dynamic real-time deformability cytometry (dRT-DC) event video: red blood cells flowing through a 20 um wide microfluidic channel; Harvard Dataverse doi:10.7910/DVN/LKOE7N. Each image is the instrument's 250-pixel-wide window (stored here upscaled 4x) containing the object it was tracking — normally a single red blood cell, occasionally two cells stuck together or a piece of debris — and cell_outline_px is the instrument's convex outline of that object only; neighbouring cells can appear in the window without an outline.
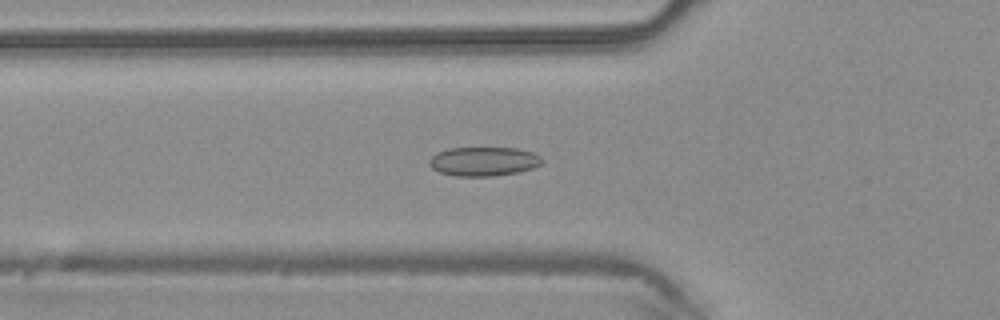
{"species": "common noctule bat (a hibernating species)", "species_latin": "Nyctalus noctula", "temperature_condition": "warm", "stored_images_in_passage": 38, "camera_frame_rate_fps": 3000, "um_per_image_px": 0.085, "animal": {"sex": "male", "body_mass_g": 20.4}, "frame": {"image": 1, "passage_image": 7, "time_ms": 2.0, "image_size_px": [1000, 320], "cell_outline_px": [[544, 160], [540, 164], [532, 168], [516, 172], [492, 176], [456, 176], [440, 172], [432, 168], [428, 164], [428, 160], [436, 152], [448, 148], [516, 148], [532, 152], [540, 156]], "centroid_in_image_um": [41.07, 13.71], "position_along_channel_um": 84.7, "area_um2": 19.07}}
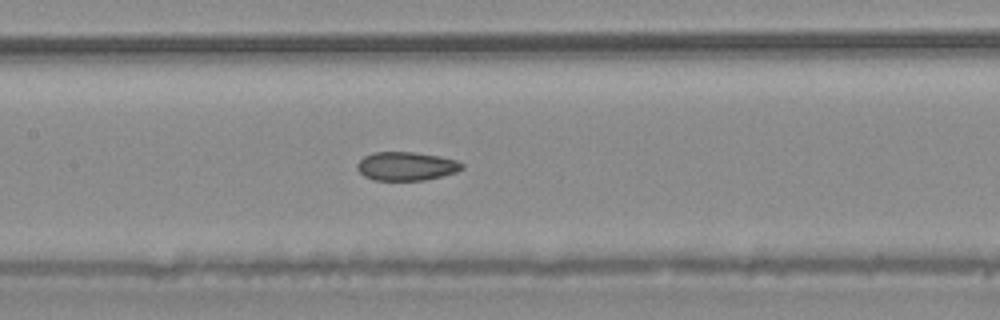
{"frame": {"image": 2, "passage_image": 13, "time_ms": 4.0, "image_size_px": [1000, 320], "cell_outline_px": [[464, 168], [456, 172], [424, 180], [372, 180], [364, 176], [356, 168], [356, 164], [364, 156], [372, 152], [412, 152], [440, 156], [456, 160], [464, 164]], "centroid_in_image_um": [34.51, 14.12], "position_along_channel_um": 172.9, "area_um2": 17.51}}
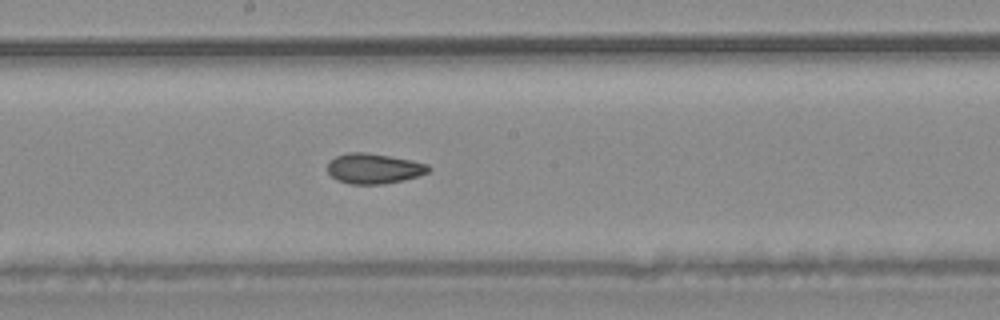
{"frame": {"image": 3, "passage_image": 16, "time_ms": 5.0, "image_size_px": [1000, 320], "cell_outline_px": [[432, 168], [428, 172], [404, 180], [384, 184], [348, 184], [336, 180], [328, 172], [328, 164], [336, 156], [348, 152], [364, 152], [412, 160], [428, 164]], "centroid_in_image_um": [31.78, 14.33], "position_along_channel_um": 216.4, "area_um2": 17.74}}